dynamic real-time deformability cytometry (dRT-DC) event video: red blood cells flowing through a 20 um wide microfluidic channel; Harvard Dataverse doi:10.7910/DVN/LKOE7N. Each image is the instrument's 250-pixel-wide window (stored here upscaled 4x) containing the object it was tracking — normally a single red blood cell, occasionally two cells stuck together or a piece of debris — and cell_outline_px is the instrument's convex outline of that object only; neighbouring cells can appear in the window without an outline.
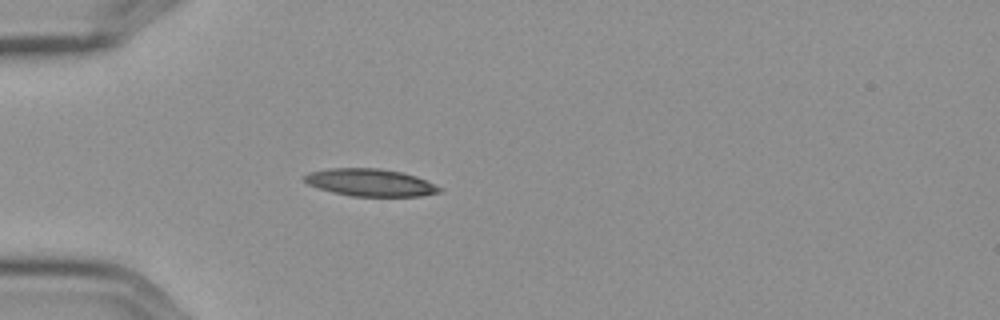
{"species": "Egyptian fruit bat (a non-hibernating species)", "species_latin": "Rousettus aegyptiacus", "temperature_condition": "cold", "stored_images_in_passage": 4, "camera_frame_rate_fps": 3000, "um_per_image_px": 0.085, "frame": {"image": 1, "passage_image": 4, "time_ms": 1.0, "image_size_px": [1000, 320], "cell_outline_px": [[444, 188], [440, 192], [420, 196], [352, 196], [332, 192], [308, 184], [304, 180], [304, 176], [308, 172], [328, 168], [380, 168], [400, 172], [416, 176]], "centroid_in_image_um": [31.48, 15.51], "position_along_channel_um": 53.5, "area_um2": 21.5}}